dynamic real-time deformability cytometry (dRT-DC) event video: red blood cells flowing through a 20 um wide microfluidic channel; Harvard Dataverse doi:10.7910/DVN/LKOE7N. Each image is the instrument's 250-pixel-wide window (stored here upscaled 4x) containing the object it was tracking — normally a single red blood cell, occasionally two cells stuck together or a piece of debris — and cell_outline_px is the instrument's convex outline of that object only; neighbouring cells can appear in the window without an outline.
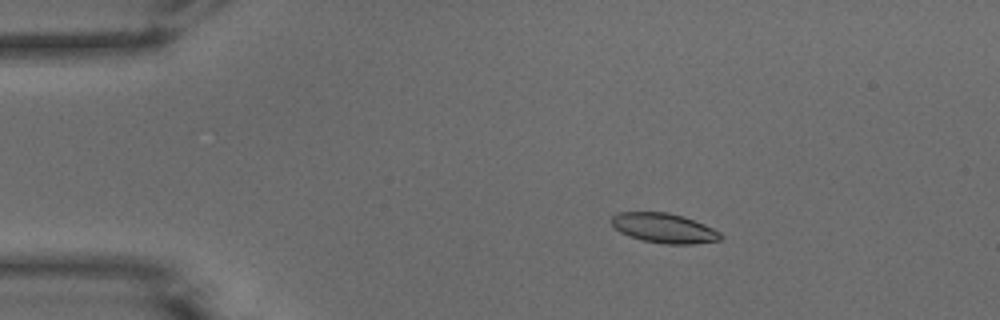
{"species": "common noctule bat (a hibernating species)", "species_latin": "Nyctalus noctula", "temperature_condition": "warm", "stored_images_in_passage": 53, "camera_frame_rate_fps": 3000, "um_per_image_px": 0.085, "animal": {"sex": "male", "body_mass_g": 15.6}, "frame": {"image": 1, "passage_image": 10, "time_ms": 3.0, "image_size_px": [1000, 320], "cell_outline_px": [[724, 236], [720, 240], [692, 244], [664, 244], [644, 240], [628, 236], [620, 232], [608, 220], [616, 212], [668, 212], [684, 216], [704, 224], [720, 232]], "centroid_in_image_um": [56.42, 19.38], "position_along_channel_um": 28.6, "area_um2": 19.02}}
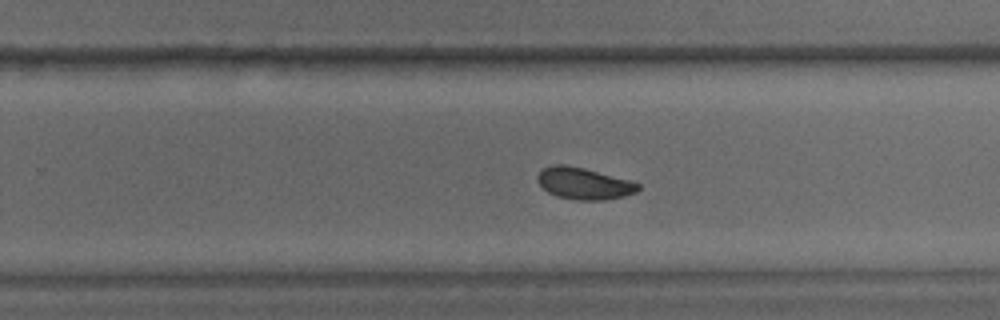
{"frame": {"image": 2, "passage_image": 34, "time_ms": 11.0, "image_size_px": [1000, 320], "cell_outline_px": [[640, 188], [636, 192], [624, 196], [604, 200], [576, 200], [556, 196], [548, 192], [536, 180], [536, 176], [544, 168], [552, 164], [564, 164], [584, 168], [628, 180], [640, 184]], "centroid_in_image_um": [49.61, 15.6], "position_along_channel_um": 280.2, "area_um2": 18.5}}
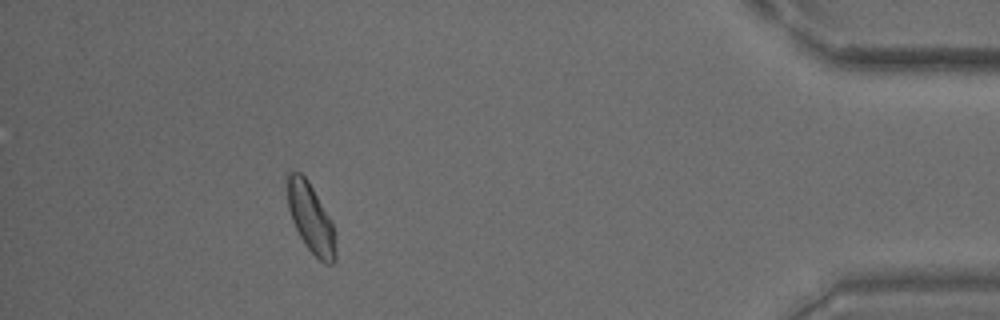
{"frame": {"image": 3, "passage_image": 48, "time_ms": 15.667, "image_size_px": [1000, 320], "cell_outline_px": [[336, 260], [332, 264], [324, 264], [304, 244], [292, 220], [288, 208], [284, 180], [284, 176], [288, 172], [300, 172], [308, 180], [328, 216], [332, 224], [336, 248]], "centroid_in_image_um": [26.36, 18.5], "position_along_channel_um": 408.8, "area_um2": 19.54}, "authors_computed_cell_mechanics": {"area_um2": 18.8428, "velocity_mm_per_s": 3.8851, "shape_relaxation_time_tau1_ms": 4.1672, "shape_relaxation_time_tau2_ms": 3.5183, "deformation_change_tau1": 0.1022, "deformation_change_tau2": 0.0856}}